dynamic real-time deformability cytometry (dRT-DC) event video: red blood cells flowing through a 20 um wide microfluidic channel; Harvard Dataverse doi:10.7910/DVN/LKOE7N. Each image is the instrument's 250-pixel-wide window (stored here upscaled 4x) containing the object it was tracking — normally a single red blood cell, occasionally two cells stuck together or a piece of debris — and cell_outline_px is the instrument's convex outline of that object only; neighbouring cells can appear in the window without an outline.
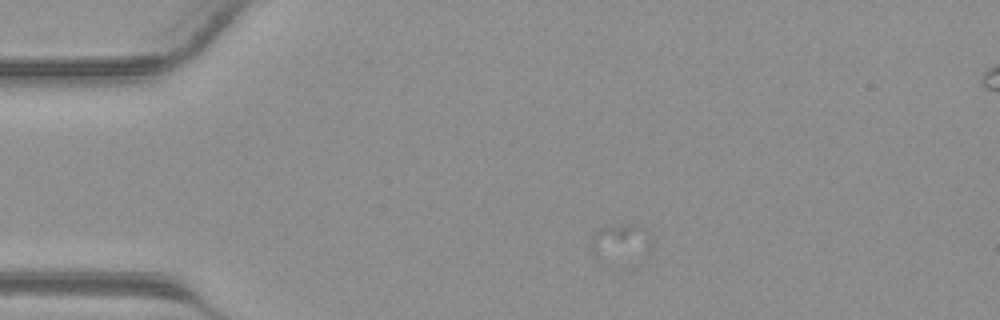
{"species": "common noctule bat (a hibernating species)", "species_latin": "Nyctalus noctula", "temperature_condition": "warm", "stored_images_in_passage": 10, "camera_frame_rate_fps": 3000, "um_per_image_px": 0.085, "animal": {"sex": "male", "body_mass_g": 23.1, "forearm_length_mm": 52.7}, "frame": {"image": 1, "passage_image": 1, "time_ms": 0.0, "image_size_px": [1000, 320], "cell_outline_px": [[652, 248], [648, 256], [596, 256], [592, 248], [592, 232], [596, 228], [608, 224], [640, 224], [648, 232], [652, 244]], "centroid_in_image_um": [52.82, 20.46], "position_along_channel_um": 32.2, "area_um2": 12.66}}